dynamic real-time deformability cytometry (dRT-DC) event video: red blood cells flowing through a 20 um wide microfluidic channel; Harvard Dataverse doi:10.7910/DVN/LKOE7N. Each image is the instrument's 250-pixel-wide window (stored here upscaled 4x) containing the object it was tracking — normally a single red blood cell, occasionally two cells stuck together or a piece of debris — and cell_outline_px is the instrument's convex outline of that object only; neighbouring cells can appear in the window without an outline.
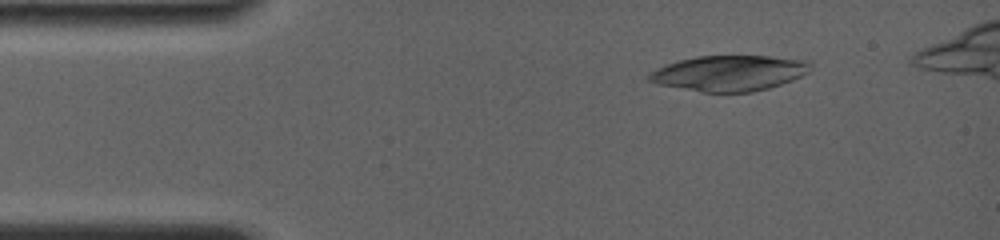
{"species": "common noctule bat (a hibernating species)", "species_latin": "Nyctalus noctula", "temperature_condition": "room temperature", "stored_images_in_passage": 12, "camera_frame_rate_fps": 4000, "um_per_image_px": 0.085, "animal": {"sex": "female", "body_mass_g": 19.0, "forearm_length_mm": 56.7}, "frame": {"image": 1, "passage_image": 4, "time_ms": 0.5, "image_size_px": [1000, 240], "cell_outline_px": [[808, 72], [792, 80], [768, 88], [752, 92], [700, 92], [656, 84], [648, 80], [648, 72], [656, 68], [680, 60], [696, 56], [768, 56], [804, 60], [808, 64]], "centroid_in_image_um": [61.91, 6.23], "position_along_channel_um": 23.1, "area_um2": 33.18}}